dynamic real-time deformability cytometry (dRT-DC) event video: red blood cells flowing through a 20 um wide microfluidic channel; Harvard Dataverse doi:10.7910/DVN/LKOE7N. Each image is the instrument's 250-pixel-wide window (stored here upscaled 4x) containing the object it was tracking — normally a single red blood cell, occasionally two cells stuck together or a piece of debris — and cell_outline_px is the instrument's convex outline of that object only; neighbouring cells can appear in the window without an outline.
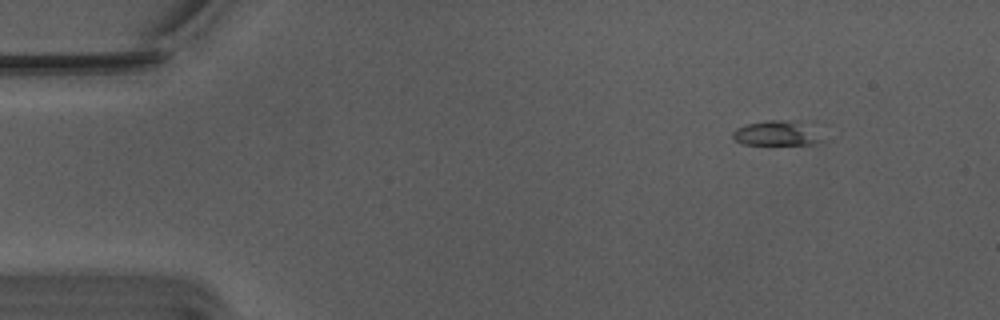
{"species": "Egyptian fruit bat (a non-hibernating species)", "species_latin": "Rousettus aegyptiacus", "temperature_condition": "warm", "stored_images_in_passage": 50, "camera_frame_rate_fps": 3000, "um_per_image_px": 0.085, "animal": {"sex": "male"}, "frame": {"image": 1, "passage_image": 1, "time_ms": 0.0, "image_size_px": [1000, 320], "cell_outline_px": [[828, 140], [816, 144], [744, 144], [736, 140], [732, 136], [732, 132], [736, 128], [748, 124], [764, 120], [800, 120]], "centroid_in_image_um": [66.08, 11.32], "position_along_channel_um": 18.9, "area_um2": 13.12}}
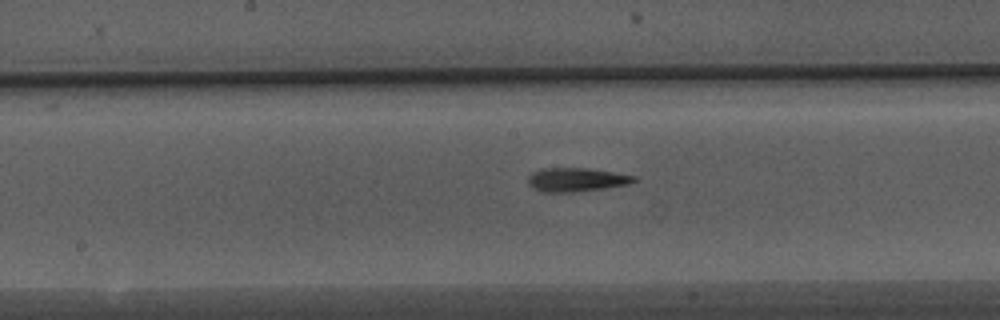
{"frame": {"image": 2, "passage_image": 23, "time_ms": 7.333, "image_size_px": [1000, 320], "cell_outline_px": [[636, 180], [628, 184], [604, 188], [568, 192], [544, 192], [528, 184], [528, 176], [532, 172], [544, 168], [588, 168], [636, 176]], "centroid_in_image_um": [48.97, 15.26], "position_along_channel_um": 199.2, "area_um2": 14.39}}
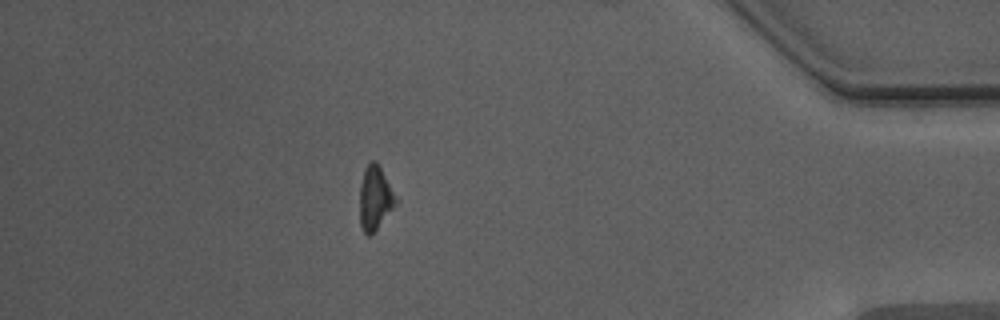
{"frame": {"image": 3, "passage_image": 43, "time_ms": 14.0, "image_size_px": [1000, 320], "cell_outline_px": [[400, 200], [376, 228], [368, 236], [364, 232], [360, 224], [360, 184], [364, 168], [372, 160], [376, 160]], "centroid_in_image_um": [31.9, 16.78], "position_along_channel_um": 403.3, "area_um2": 13.47}, "authors_computed_cell_mechanics": {"area_um2": 13.8431, "velocity_mm_per_s": 3.7712, "shape_relaxation_time_tau1_ms": 9.078, "shape_relaxation_time_tau2_ms": null, "deformation_change_tau1": 0.2373, "deformation_change_tau2": null}}